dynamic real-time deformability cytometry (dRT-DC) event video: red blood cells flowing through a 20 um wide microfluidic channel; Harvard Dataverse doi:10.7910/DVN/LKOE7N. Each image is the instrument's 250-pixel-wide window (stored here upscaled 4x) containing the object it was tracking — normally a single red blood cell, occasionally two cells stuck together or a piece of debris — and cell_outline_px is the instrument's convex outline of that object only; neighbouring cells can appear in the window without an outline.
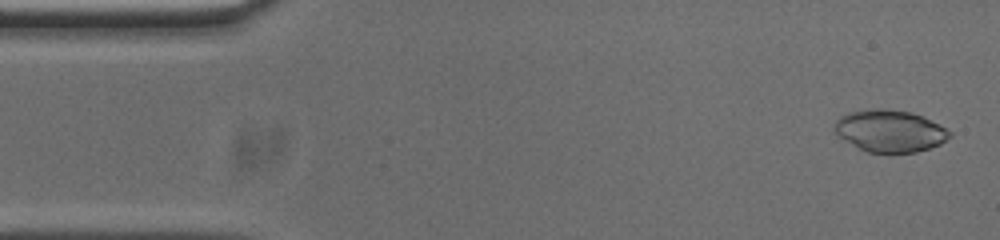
{"species": "common noctule bat (a hibernating species)", "species_latin": "Nyctalus noctula", "temperature_condition": "cold", "stored_images_in_passage": 53, "camera_frame_rate_fps": 3000, "um_per_image_px": 0.085, "animal": {"sex": "male", "body_mass_g": 20.0, "forearm_length_mm": 53.3}, "frame": {"image": 1, "passage_image": 2, "time_ms": 0.333, "image_size_px": [1000, 240], "cell_outline_px": [[952, 136], [940, 144], [916, 152], [888, 156], [868, 152], [844, 140], [832, 128], [836, 120], [840, 116], [852, 112], [876, 108], [884, 108], [908, 112], [920, 116], [952, 132]], "centroid_in_image_um": [75.62, 11.18], "position_along_channel_um": 9.4, "area_um2": 28.32}}
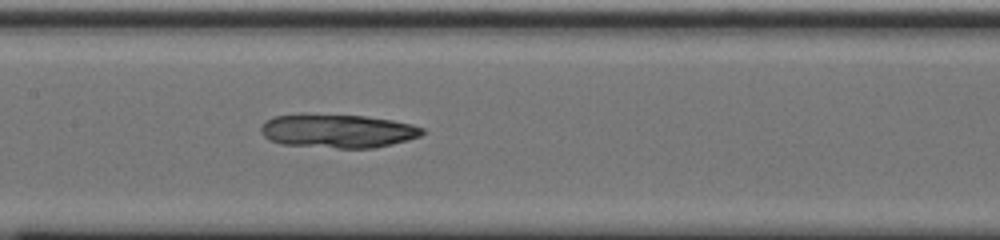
{"frame": {"image": 2, "passage_image": 24, "time_ms": 7.667, "image_size_px": [1000, 240], "cell_outline_px": [[424, 132], [420, 136], [408, 140], [376, 148], [336, 148], [280, 144], [264, 136], [260, 132], [260, 128], [264, 120], [272, 116], [300, 112], [308, 112], [364, 116], [392, 120], [412, 124], [424, 128]], "centroid_in_image_um": [28.64, 11.1], "position_along_channel_um": 178.8, "area_um2": 32.54}}
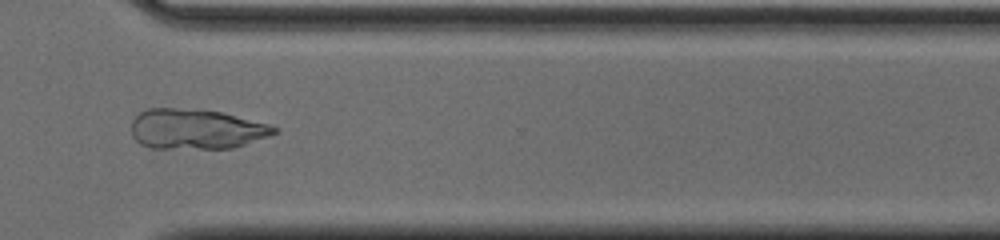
{"frame": {"image": 3, "passage_image": 38, "time_ms": 12.333, "image_size_px": [1000, 240], "cell_outline_px": [[276, 132], [268, 136], [232, 148], [152, 148], [140, 144], [132, 136], [132, 120], [140, 112], [148, 108], [176, 108], [220, 112], [268, 124], [276, 128]], "centroid_in_image_um": [16.61, 10.97], "position_along_channel_um": 354.0, "area_um2": 32.89}}